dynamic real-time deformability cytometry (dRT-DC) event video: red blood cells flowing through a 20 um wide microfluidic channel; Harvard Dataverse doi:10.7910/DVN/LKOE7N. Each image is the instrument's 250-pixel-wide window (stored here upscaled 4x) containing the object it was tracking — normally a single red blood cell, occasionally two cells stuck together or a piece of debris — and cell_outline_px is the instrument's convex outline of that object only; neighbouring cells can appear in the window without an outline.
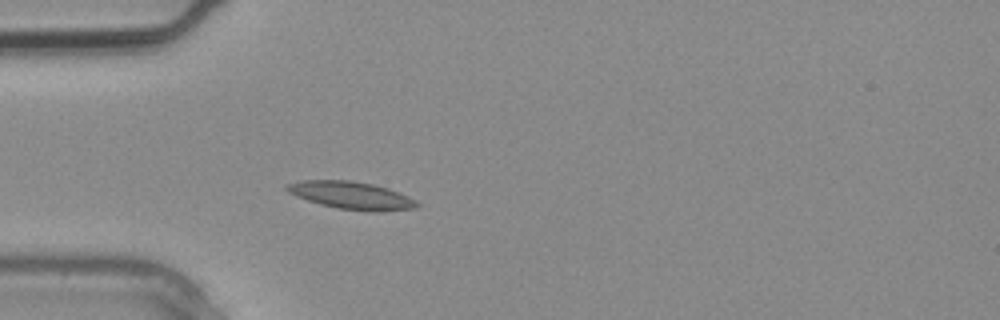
{"species": "common noctule bat (a hibernating species)", "species_latin": "Nyctalus noctula", "temperature_condition": "warm", "stored_images_in_passage": 3, "camera_frame_rate_fps": 3000, "um_per_image_px": 0.085, "animal": {"sex": "male", "body_mass_g": 20.4}, "frame": {"image": 1, "passage_image": 3, "time_ms": 0.667, "image_size_px": [1000, 320], "cell_outline_px": [[420, 204], [416, 208], [376, 212], [372, 212], [336, 208], [320, 204], [296, 196], [288, 192], [284, 188], [288, 184], [300, 180], [348, 180], [372, 184], [388, 188], [400, 192], [416, 200]], "centroid_in_image_um": [29.89, 16.61], "position_along_channel_um": 55.1, "area_um2": 20.98}}